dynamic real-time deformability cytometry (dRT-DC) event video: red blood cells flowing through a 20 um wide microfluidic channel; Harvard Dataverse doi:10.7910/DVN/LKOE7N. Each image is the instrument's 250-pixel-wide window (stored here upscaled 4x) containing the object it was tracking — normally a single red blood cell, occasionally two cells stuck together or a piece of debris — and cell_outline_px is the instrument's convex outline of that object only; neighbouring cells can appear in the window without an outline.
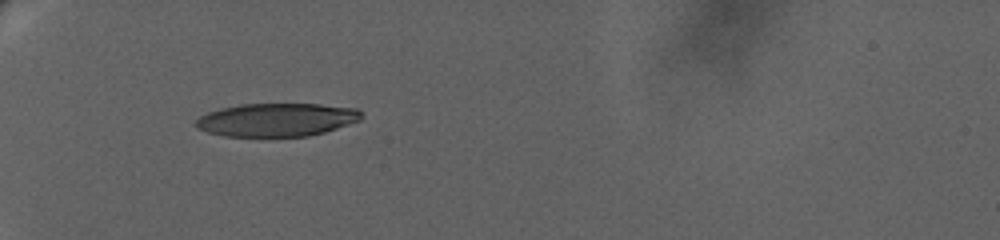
{"species": "human", "species_latin": "Homo sapiens", "temperature_condition": "warm", "stored_images_in_passage": 29, "camera_frame_rate_fps": 3000, "um_per_image_px": 0.085, "donor": {"sex": "female"}, "frame": {"image": 1, "passage_image": 1, "time_ms": 0.0, "image_size_px": [1000, 240], "cell_outline_px": [[364, 116], [360, 120], [324, 132], [308, 136], [224, 136], [208, 132], [196, 128], [196, 120], [200, 116], [208, 112], [220, 108], [240, 104], [320, 104], [356, 108]], "centroid_in_image_um": [23.51, 10.17], "position_along_channel_um": 61.5, "area_um2": 31.96}}
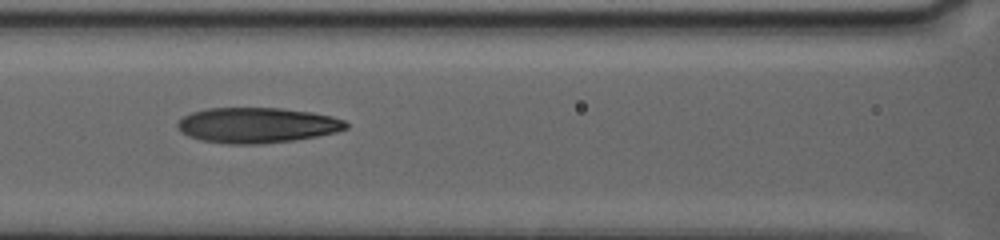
{"frame": {"image": 2, "passage_image": 21, "time_ms": 3.333, "image_size_px": [1000, 240], "cell_outline_px": [[348, 128], [336, 132], [296, 140], [260, 144], [228, 144], [200, 140], [188, 136], [180, 132], [176, 124], [184, 116], [192, 112], [208, 108], [280, 108], [312, 112], [332, 116], [344, 120], [348, 124]], "centroid_in_image_um": [21.85, 10.65], "position_along_channel_um": 144.8, "area_um2": 34.85}}
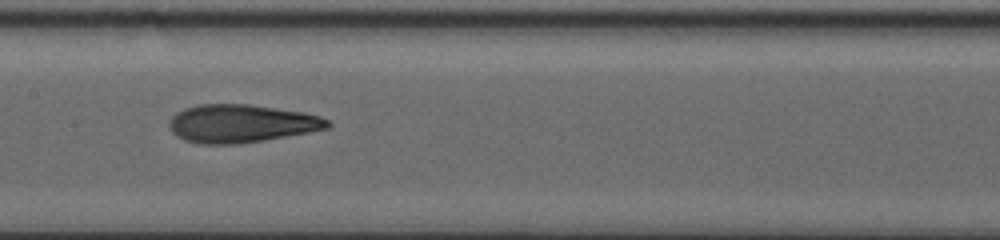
{"frame": {"image": 3, "passage_image": 28, "time_ms": 4.667, "image_size_px": [1000, 240], "cell_outline_px": [[332, 124], [328, 128], [308, 132], [240, 144], [200, 144], [184, 140], [176, 136], [172, 132], [168, 124], [168, 120], [176, 112], [184, 108], [200, 104], [248, 104], [304, 112], [320, 116], [328, 120]], "centroid_in_image_um": [20.46, 10.5], "position_along_channel_um": 186.9, "area_um2": 35.2}}